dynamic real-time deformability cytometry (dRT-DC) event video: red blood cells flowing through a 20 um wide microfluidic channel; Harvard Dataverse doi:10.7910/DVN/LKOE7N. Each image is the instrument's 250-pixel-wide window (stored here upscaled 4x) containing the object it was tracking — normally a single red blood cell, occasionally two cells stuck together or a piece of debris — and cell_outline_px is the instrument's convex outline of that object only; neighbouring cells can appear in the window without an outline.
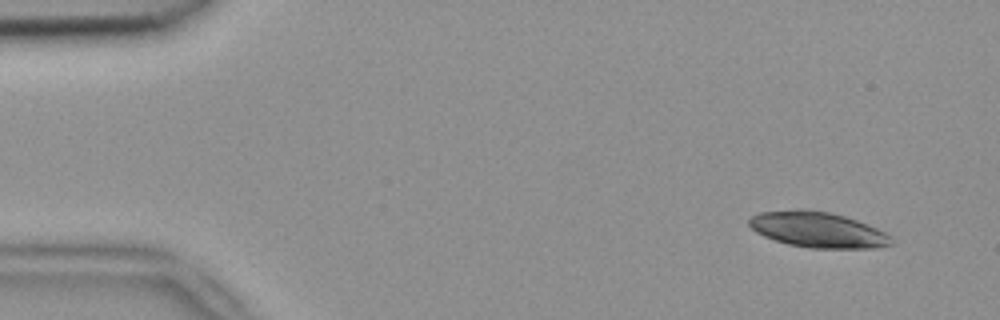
{"species": "common noctule bat (a hibernating species)", "species_latin": "Nyctalus noctula", "temperature_condition": "room temperature", "stored_images_in_passage": 3, "camera_frame_rate_fps": 3000, "um_per_image_px": 0.085, "animal": {"sex": "female", "body_mass_g": 18.4}, "frame": {"image": 1, "passage_image": 1, "time_ms": 0.0, "image_size_px": [1000, 320], "cell_outline_px": [[896, 244], [876, 248], [808, 248], [788, 244], [764, 236], [756, 232], [748, 224], [748, 220], [752, 216], [760, 212], [800, 208], [804, 208], [828, 212], [844, 216], [868, 224], [892, 236]], "centroid_in_image_um": [69.54, 19.52], "position_along_channel_um": 15.5, "area_um2": 29.77}}